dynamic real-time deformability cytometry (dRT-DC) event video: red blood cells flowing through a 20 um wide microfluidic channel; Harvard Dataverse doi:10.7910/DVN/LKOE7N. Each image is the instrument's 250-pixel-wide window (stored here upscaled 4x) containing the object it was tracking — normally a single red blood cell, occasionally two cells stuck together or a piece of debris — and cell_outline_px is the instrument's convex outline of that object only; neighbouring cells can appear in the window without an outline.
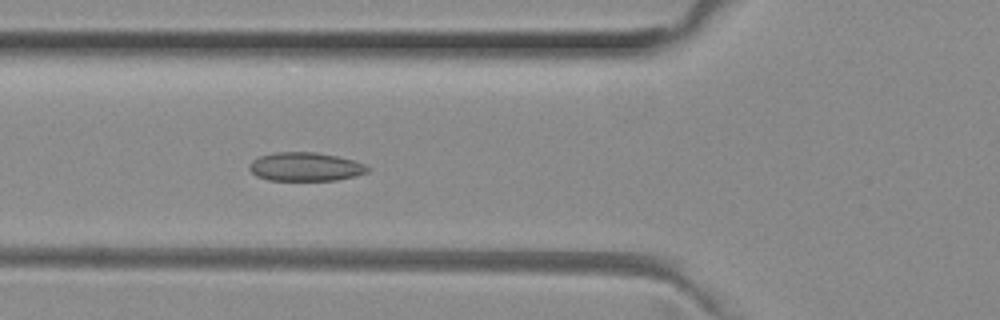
{"species": "common noctule bat (a hibernating species)", "species_latin": "Nyctalus noctula", "temperature_condition": "room temperature", "stored_images_in_passage": 52, "camera_frame_rate_fps": 3000, "um_per_image_px": 0.085, "animal": {"sex": "female", "body_mass_g": 29.2, "forearm_length_mm": 56.3}, "frame": {"image": 1, "passage_image": 19, "time_ms": 6.0, "image_size_px": [1000, 320], "cell_outline_px": [[368, 172], [356, 176], [336, 180], [268, 180], [256, 176], [248, 168], [248, 164], [252, 160], [260, 156], [276, 152], [316, 152], [336, 156], [352, 160], [364, 164], [368, 168]], "centroid_in_image_um": [25.92, 14.17], "position_along_channel_um": 99.9, "area_um2": 19.71}}
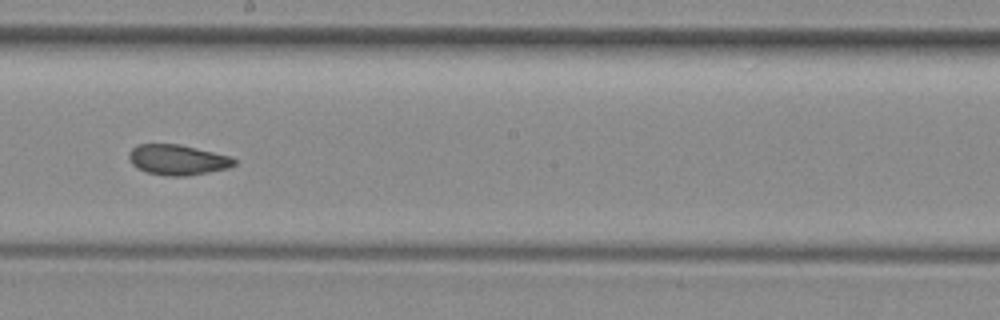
{"frame": {"image": 2, "passage_image": 29, "time_ms": 9.333, "image_size_px": [1000, 320], "cell_outline_px": [[236, 164], [228, 168], [188, 176], [168, 176], [148, 172], [136, 168], [132, 164], [128, 156], [128, 152], [136, 144], [180, 144], [228, 156], [236, 160]], "centroid_in_image_um": [15.05, 13.58], "position_along_channel_um": 233.1, "area_um2": 18.55}}
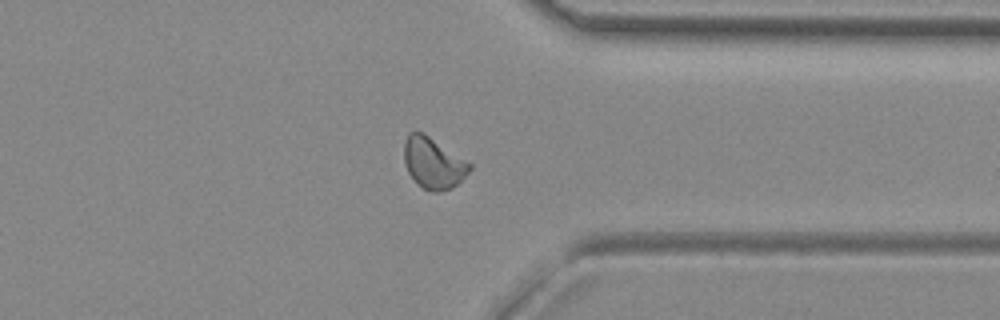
{"frame": {"image": 3, "passage_image": 40, "time_ms": 13.0, "image_size_px": [1000, 320], "cell_outline_px": [[472, 168], [452, 188], [436, 192], [432, 192], [424, 188], [408, 172], [404, 160], [404, 140], [408, 132], [424, 132], [472, 164]], "centroid_in_image_um": [36.82, 13.82], "position_along_channel_um": 374.6, "area_um2": 19.31}, "authors_computed_cell_mechanics": {"area_um2": 19.4786, "velocity_mm_per_s": 3.9911, "shape_relaxation_time_tau1_ms": null, "shape_relaxation_time_tau2_ms": 1.6616, "deformation_change_tau1": null, "deformation_change_tau2": 0.0719}}